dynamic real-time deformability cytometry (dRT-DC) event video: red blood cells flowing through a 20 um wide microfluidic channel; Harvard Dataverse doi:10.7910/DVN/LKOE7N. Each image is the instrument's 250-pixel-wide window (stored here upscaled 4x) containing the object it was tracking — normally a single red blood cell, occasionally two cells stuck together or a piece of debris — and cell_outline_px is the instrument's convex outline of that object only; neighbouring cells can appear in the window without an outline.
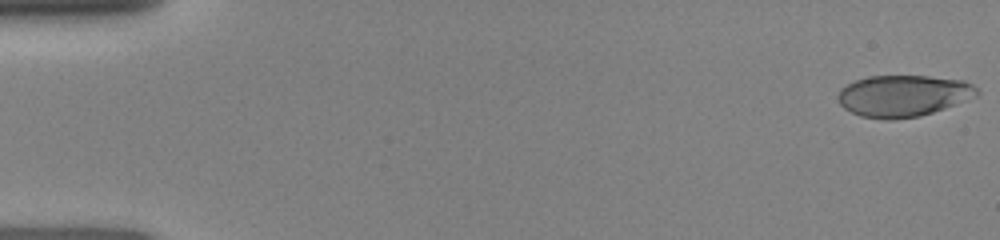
{"species": "human", "species_latin": "Homo sapiens", "temperature_condition": "room temperature", "stored_images_in_passage": 5, "camera_frame_rate_fps": 3000, "um_per_image_px": 0.085, "donor": {"sex": "female"}, "frame": {"image": 1, "passage_image": 1, "time_ms": 0.0, "image_size_px": [1000, 240], "cell_outline_px": [[980, 92], [976, 96], [944, 108], [920, 116], [888, 120], [860, 116], [844, 108], [840, 104], [836, 96], [840, 88], [856, 80], [868, 76], [928, 76], [964, 80], [972, 84]], "centroid_in_image_um": [76.75, 8.14], "position_along_channel_um": 8.3, "area_um2": 33.58}}